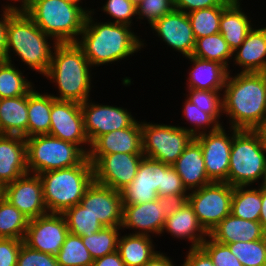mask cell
<instances>
[{"label":"cell","mask_w":266,"mask_h":266,"mask_svg":"<svg viewBox=\"0 0 266 266\" xmlns=\"http://www.w3.org/2000/svg\"><path fill=\"white\" fill-rule=\"evenodd\" d=\"M224 88L222 113L232 118L231 128L259 130L266 122V73L228 74Z\"/></svg>","instance_id":"1"},{"label":"cell","mask_w":266,"mask_h":266,"mask_svg":"<svg viewBox=\"0 0 266 266\" xmlns=\"http://www.w3.org/2000/svg\"><path fill=\"white\" fill-rule=\"evenodd\" d=\"M91 13L87 14L81 32L83 40L76 41L91 66L118 61L144 45L129 29L131 25L115 22L93 24Z\"/></svg>","instance_id":"2"},{"label":"cell","mask_w":266,"mask_h":266,"mask_svg":"<svg viewBox=\"0 0 266 266\" xmlns=\"http://www.w3.org/2000/svg\"><path fill=\"white\" fill-rule=\"evenodd\" d=\"M51 64L44 75L57 83L60 96L56 100L82 104L89 98L90 62L75 43H54Z\"/></svg>","instance_id":"3"},{"label":"cell","mask_w":266,"mask_h":266,"mask_svg":"<svg viewBox=\"0 0 266 266\" xmlns=\"http://www.w3.org/2000/svg\"><path fill=\"white\" fill-rule=\"evenodd\" d=\"M22 9L55 43H75L91 12L65 0H27Z\"/></svg>","instance_id":"4"},{"label":"cell","mask_w":266,"mask_h":266,"mask_svg":"<svg viewBox=\"0 0 266 266\" xmlns=\"http://www.w3.org/2000/svg\"><path fill=\"white\" fill-rule=\"evenodd\" d=\"M43 200L48 213L63 214L80 204L87 188L94 181L93 166L88 157L79 165L39 174Z\"/></svg>","instance_id":"5"},{"label":"cell","mask_w":266,"mask_h":266,"mask_svg":"<svg viewBox=\"0 0 266 266\" xmlns=\"http://www.w3.org/2000/svg\"><path fill=\"white\" fill-rule=\"evenodd\" d=\"M45 34L20 8L8 20L5 60L11 62V48L32 69L46 74L51 64V46Z\"/></svg>","instance_id":"6"},{"label":"cell","mask_w":266,"mask_h":266,"mask_svg":"<svg viewBox=\"0 0 266 266\" xmlns=\"http://www.w3.org/2000/svg\"><path fill=\"white\" fill-rule=\"evenodd\" d=\"M233 130L228 184L233 187L256 182L264 176L266 167V145L260 130Z\"/></svg>","instance_id":"7"},{"label":"cell","mask_w":266,"mask_h":266,"mask_svg":"<svg viewBox=\"0 0 266 266\" xmlns=\"http://www.w3.org/2000/svg\"><path fill=\"white\" fill-rule=\"evenodd\" d=\"M25 140L28 173L39 175L51 170L70 168L81 164L89 153L82 146L79 147L49 134Z\"/></svg>","instance_id":"8"},{"label":"cell","mask_w":266,"mask_h":266,"mask_svg":"<svg viewBox=\"0 0 266 266\" xmlns=\"http://www.w3.org/2000/svg\"><path fill=\"white\" fill-rule=\"evenodd\" d=\"M144 157L172 166L191 141L200 134L196 128L186 129L162 124L141 123Z\"/></svg>","instance_id":"9"},{"label":"cell","mask_w":266,"mask_h":266,"mask_svg":"<svg viewBox=\"0 0 266 266\" xmlns=\"http://www.w3.org/2000/svg\"><path fill=\"white\" fill-rule=\"evenodd\" d=\"M191 192L188 195V202L199 224L209 234L231 213L233 186L227 182H212Z\"/></svg>","instance_id":"10"},{"label":"cell","mask_w":266,"mask_h":266,"mask_svg":"<svg viewBox=\"0 0 266 266\" xmlns=\"http://www.w3.org/2000/svg\"><path fill=\"white\" fill-rule=\"evenodd\" d=\"M144 154L113 153L88 156L93 166L94 181L121 191L137 174Z\"/></svg>","instance_id":"11"},{"label":"cell","mask_w":266,"mask_h":266,"mask_svg":"<svg viewBox=\"0 0 266 266\" xmlns=\"http://www.w3.org/2000/svg\"><path fill=\"white\" fill-rule=\"evenodd\" d=\"M68 233L64 215L48 213L29 220L23 242L33 250L56 256Z\"/></svg>","instance_id":"12"},{"label":"cell","mask_w":266,"mask_h":266,"mask_svg":"<svg viewBox=\"0 0 266 266\" xmlns=\"http://www.w3.org/2000/svg\"><path fill=\"white\" fill-rule=\"evenodd\" d=\"M195 139L200 143L205 169L212 182H227L232 137H228L222 125L215 131L206 134L201 131Z\"/></svg>","instance_id":"13"},{"label":"cell","mask_w":266,"mask_h":266,"mask_svg":"<svg viewBox=\"0 0 266 266\" xmlns=\"http://www.w3.org/2000/svg\"><path fill=\"white\" fill-rule=\"evenodd\" d=\"M81 111L84 131L90 145L99 136L122 128H128L136 122L124 108L93 104L89 103L88 100L81 104Z\"/></svg>","instance_id":"14"},{"label":"cell","mask_w":266,"mask_h":266,"mask_svg":"<svg viewBox=\"0 0 266 266\" xmlns=\"http://www.w3.org/2000/svg\"><path fill=\"white\" fill-rule=\"evenodd\" d=\"M163 162L143 157L137 174L121 192L123 205L142 204L162 197Z\"/></svg>","instance_id":"15"},{"label":"cell","mask_w":266,"mask_h":266,"mask_svg":"<svg viewBox=\"0 0 266 266\" xmlns=\"http://www.w3.org/2000/svg\"><path fill=\"white\" fill-rule=\"evenodd\" d=\"M32 175L26 173L4 186V198L29 220L48 214L40 177Z\"/></svg>","instance_id":"16"},{"label":"cell","mask_w":266,"mask_h":266,"mask_svg":"<svg viewBox=\"0 0 266 266\" xmlns=\"http://www.w3.org/2000/svg\"><path fill=\"white\" fill-rule=\"evenodd\" d=\"M80 204L104 227H121L123 201L121 192L95 181L87 188Z\"/></svg>","instance_id":"17"},{"label":"cell","mask_w":266,"mask_h":266,"mask_svg":"<svg viewBox=\"0 0 266 266\" xmlns=\"http://www.w3.org/2000/svg\"><path fill=\"white\" fill-rule=\"evenodd\" d=\"M50 119L49 135L78 146L89 142L84 131L80 103L55 100L52 103Z\"/></svg>","instance_id":"18"},{"label":"cell","mask_w":266,"mask_h":266,"mask_svg":"<svg viewBox=\"0 0 266 266\" xmlns=\"http://www.w3.org/2000/svg\"><path fill=\"white\" fill-rule=\"evenodd\" d=\"M151 27L170 47L181 52L183 56H192L196 38L185 12L174 9L155 21Z\"/></svg>","instance_id":"19"},{"label":"cell","mask_w":266,"mask_h":266,"mask_svg":"<svg viewBox=\"0 0 266 266\" xmlns=\"http://www.w3.org/2000/svg\"><path fill=\"white\" fill-rule=\"evenodd\" d=\"M88 156H103L113 153L143 154L141 123L136 121L122 128L99 136L88 150Z\"/></svg>","instance_id":"20"},{"label":"cell","mask_w":266,"mask_h":266,"mask_svg":"<svg viewBox=\"0 0 266 266\" xmlns=\"http://www.w3.org/2000/svg\"><path fill=\"white\" fill-rule=\"evenodd\" d=\"M165 220L166 215L158 199L142 204L123 205L121 227L141 230L133 234L149 235V232L161 234L164 232Z\"/></svg>","instance_id":"21"},{"label":"cell","mask_w":266,"mask_h":266,"mask_svg":"<svg viewBox=\"0 0 266 266\" xmlns=\"http://www.w3.org/2000/svg\"><path fill=\"white\" fill-rule=\"evenodd\" d=\"M26 173L28 170L25 138L0 134V184L5 186Z\"/></svg>","instance_id":"22"},{"label":"cell","mask_w":266,"mask_h":266,"mask_svg":"<svg viewBox=\"0 0 266 266\" xmlns=\"http://www.w3.org/2000/svg\"><path fill=\"white\" fill-rule=\"evenodd\" d=\"M208 237L227 245L264 239L266 231L259 221H249L230 213L210 231Z\"/></svg>","instance_id":"23"},{"label":"cell","mask_w":266,"mask_h":266,"mask_svg":"<svg viewBox=\"0 0 266 266\" xmlns=\"http://www.w3.org/2000/svg\"><path fill=\"white\" fill-rule=\"evenodd\" d=\"M187 191L212 183L205 169L200 143L194 138L172 165Z\"/></svg>","instance_id":"24"},{"label":"cell","mask_w":266,"mask_h":266,"mask_svg":"<svg viewBox=\"0 0 266 266\" xmlns=\"http://www.w3.org/2000/svg\"><path fill=\"white\" fill-rule=\"evenodd\" d=\"M234 53L237 65L243 66L244 70L241 72L266 73V27L252 28Z\"/></svg>","instance_id":"25"},{"label":"cell","mask_w":266,"mask_h":266,"mask_svg":"<svg viewBox=\"0 0 266 266\" xmlns=\"http://www.w3.org/2000/svg\"><path fill=\"white\" fill-rule=\"evenodd\" d=\"M28 94L0 99V134L27 138Z\"/></svg>","instance_id":"26"},{"label":"cell","mask_w":266,"mask_h":266,"mask_svg":"<svg viewBox=\"0 0 266 266\" xmlns=\"http://www.w3.org/2000/svg\"><path fill=\"white\" fill-rule=\"evenodd\" d=\"M193 62L189 73L188 88L195 90H218L225 86L226 79L230 73L228 69L216 61L200 59L194 56L187 57Z\"/></svg>","instance_id":"27"},{"label":"cell","mask_w":266,"mask_h":266,"mask_svg":"<svg viewBox=\"0 0 266 266\" xmlns=\"http://www.w3.org/2000/svg\"><path fill=\"white\" fill-rule=\"evenodd\" d=\"M163 230L168 231L174 237L188 238L192 242V248L200 247L202 242L206 239L203 236L208 235L199 224L196 214L189 202L185 203L181 209L175 211L172 215L166 217Z\"/></svg>","instance_id":"28"},{"label":"cell","mask_w":266,"mask_h":266,"mask_svg":"<svg viewBox=\"0 0 266 266\" xmlns=\"http://www.w3.org/2000/svg\"><path fill=\"white\" fill-rule=\"evenodd\" d=\"M239 0H233L222 12L220 34L234 51L244 42L252 30L248 17L240 10Z\"/></svg>","instance_id":"29"},{"label":"cell","mask_w":266,"mask_h":266,"mask_svg":"<svg viewBox=\"0 0 266 266\" xmlns=\"http://www.w3.org/2000/svg\"><path fill=\"white\" fill-rule=\"evenodd\" d=\"M55 100L52 95H43L33 89L28 93L27 138L49 134L51 107Z\"/></svg>","instance_id":"30"},{"label":"cell","mask_w":266,"mask_h":266,"mask_svg":"<svg viewBox=\"0 0 266 266\" xmlns=\"http://www.w3.org/2000/svg\"><path fill=\"white\" fill-rule=\"evenodd\" d=\"M150 235L130 234L118 239L117 251L125 266H144L158 251H154Z\"/></svg>","instance_id":"31"},{"label":"cell","mask_w":266,"mask_h":266,"mask_svg":"<svg viewBox=\"0 0 266 266\" xmlns=\"http://www.w3.org/2000/svg\"><path fill=\"white\" fill-rule=\"evenodd\" d=\"M244 186L233 187L231 214L249 221H259L261 210V187L244 190Z\"/></svg>","instance_id":"32"},{"label":"cell","mask_w":266,"mask_h":266,"mask_svg":"<svg viewBox=\"0 0 266 266\" xmlns=\"http://www.w3.org/2000/svg\"><path fill=\"white\" fill-rule=\"evenodd\" d=\"M233 0H225L220 6L204 8L187 13L196 39L219 33L223 10Z\"/></svg>","instance_id":"33"},{"label":"cell","mask_w":266,"mask_h":266,"mask_svg":"<svg viewBox=\"0 0 266 266\" xmlns=\"http://www.w3.org/2000/svg\"><path fill=\"white\" fill-rule=\"evenodd\" d=\"M233 54L234 53L230 49L228 43L219 32L196 39L192 56L204 60L219 62L228 69L229 65L227 60L230 59Z\"/></svg>","instance_id":"34"},{"label":"cell","mask_w":266,"mask_h":266,"mask_svg":"<svg viewBox=\"0 0 266 266\" xmlns=\"http://www.w3.org/2000/svg\"><path fill=\"white\" fill-rule=\"evenodd\" d=\"M29 219L5 198L0 201V238L24 240Z\"/></svg>","instance_id":"35"},{"label":"cell","mask_w":266,"mask_h":266,"mask_svg":"<svg viewBox=\"0 0 266 266\" xmlns=\"http://www.w3.org/2000/svg\"><path fill=\"white\" fill-rule=\"evenodd\" d=\"M59 266H93V258L84 246L81 236L68 233L56 254Z\"/></svg>","instance_id":"36"},{"label":"cell","mask_w":266,"mask_h":266,"mask_svg":"<svg viewBox=\"0 0 266 266\" xmlns=\"http://www.w3.org/2000/svg\"><path fill=\"white\" fill-rule=\"evenodd\" d=\"M33 89L11 62L0 61V99L27 95Z\"/></svg>","instance_id":"37"},{"label":"cell","mask_w":266,"mask_h":266,"mask_svg":"<svg viewBox=\"0 0 266 266\" xmlns=\"http://www.w3.org/2000/svg\"><path fill=\"white\" fill-rule=\"evenodd\" d=\"M63 215L67 221L68 231L81 237L91 236L104 228L100 221L81 204L68 208Z\"/></svg>","instance_id":"38"},{"label":"cell","mask_w":266,"mask_h":266,"mask_svg":"<svg viewBox=\"0 0 266 266\" xmlns=\"http://www.w3.org/2000/svg\"><path fill=\"white\" fill-rule=\"evenodd\" d=\"M119 228L121 227H104L91 236L81 237L93 260L117 251Z\"/></svg>","instance_id":"39"},{"label":"cell","mask_w":266,"mask_h":266,"mask_svg":"<svg viewBox=\"0 0 266 266\" xmlns=\"http://www.w3.org/2000/svg\"><path fill=\"white\" fill-rule=\"evenodd\" d=\"M243 266H266V237L251 242L227 244Z\"/></svg>","instance_id":"40"},{"label":"cell","mask_w":266,"mask_h":266,"mask_svg":"<svg viewBox=\"0 0 266 266\" xmlns=\"http://www.w3.org/2000/svg\"><path fill=\"white\" fill-rule=\"evenodd\" d=\"M188 89L190 94L187 100L204 112L210 114L217 121V119L220 118V112L223 111V101L220 98L218 90Z\"/></svg>","instance_id":"41"},{"label":"cell","mask_w":266,"mask_h":266,"mask_svg":"<svg viewBox=\"0 0 266 266\" xmlns=\"http://www.w3.org/2000/svg\"><path fill=\"white\" fill-rule=\"evenodd\" d=\"M206 240L202 242L200 247L209 255L214 266H243L230 252L228 245L219 243L212 238Z\"/></svg>","instance_id":"42"},{"label":"cell","mask_w":266,"mask_h":266,"mask_svg":"<svg viewBox=\"0 0 266 266\" xmlns=\"http://www.w3.org/2000/svg\"><path fill=\"white\" fill-rule=\"evenodd\" d=\"M136 8V15L146 17L150 25L175 9L174 0H141Z\"/></svg>","instance_id":"43"},{"label":"cell","mask_w":266,"mask_h":266,"mask_svg":"<svg viewBox=\"0 0 266 266\" xmlns=\"http://www.w3.org/2000/svg\"><path fill=\"white\" fill-rule=\"evenodd\" d=\"M103 11L115 18V23L131 24V17L137 14V8L130 0H107Z\"/></svg>","instance_id":"44"},{"label":"cell","mask_w":266,"mask_h":266,"mask_svg":"<svg viewBox=\"0 0 266 266\" xmlns=\"http://www.w3.org/2000/svg\"><path fill=\"white\" fill-rule=\"evenodd\" d=\"M17 266H59L56 256L29 248L24 243L19 250Z\"/></svg>","instance_id":"45"},{"label":"cell","mask_w":266,"mask_h":266,"mask_svg":"<svg viewBox=\"0 0 266 266\" xmlns=\"http://www.w3.org/2000/svg\"><path fill=\"white\" fill-rule=\"evenodd\" d=\"M184 106V116L188 119V121H190V123L195 124L197 131L200 127L204 130V128H202L203 126L206 128V126L210 127L212 125V129L210 131H215L221 126L219 121H216L210 114L204 112L202 109L192 104L189 100L185 101Z\"/></svg>","instance_id":"46"},{"label":"cell","mask_w":266,"mask_h":266,"mask_svg":"<svg viewBox=\"0 0 266 266\" xmlns=\"http://www.w3.org/2000/svg\"><path fill=\"white\" fill-rule=\"evenodd\" d=\"M186 191L187 189L173 166L163 163L162 196L186 194Z\"/></svg>","instance_id":"47"},{"label":"cell","mask_w":266,"mask_h":266,"mask_svg":"<svg viewBox=\"0 0 266 266\" xmlns=\"http://www.w3.org/2000/svg\"><path fill=\"white\" fill-rule=\"evenodd\" d=\"M23 240L0 238V266H17Z\"/></svg>","instance_id":"48"},{"label":"cell","mask_w":266,"mask_h":266,"mask_svg":"<svg viewBox=\"0 0 266 266\" xmlns=\"http://www.w3.org/2000/svg\"><path fill=\"white\" fill-rule=\"evenodd\" d=\"M224 1L225 0H174V8L175 10L187 14L199 9L220 6Z\"/></svg>","instance_id":"49"},{"label":"cell","mask_w":266,"mask_h":266,"mask_svg":"<svg viewBox=\"0 0 266 266\" xmlns=\"http://www.w3.org/2000/svg\"><path fill=\"white\" fill-rule=\"evenodd\" d=\"M166 217L181 209L188 202V194H177L158 197Z\"/></svg>","instance_id":"50"},{"label":"cell","mask_w":266,"mask_h":266,"mask_svg":"<svg viewBox=\"0 0 266 266\" xmlns=\"http://www.w3.org/2000/svg\"><path fill=\"white\" fill-rule=\"evenodd\" d=\"M182 266H214V264L201 247H191Z\"/></svg>","instance_id":"51"},{"label":"cell","mask_w":266,"mask_h":266,"mask_svg":"<svg viewBox=\"0 0 266 266\" xmlns=\"http://www.w3.org/2000/svg\"><path fill=\"white\" fill-rule=\"evenodd\" d=\"M3 19L0 21V61L5 60L6 55V36H7V25L9 18L18 10V7L14 5H8L4 7Z\"/></svg>","instance_id":"52"},{"label":"cell","mask_w":266,"mask_h":266,"mask_svg":"<svg viewBox=\"0 0 266 266\" xmlns=\"http://www.w3.org/2000/svg\"><path fill=\"white\" fill-rule=\"evenodd\" d=\"M93 266H125L118 251L97 258L93 262Z\"/></svg>","instance_id":"53"},{"label":"cell","mask_w":266,"mask_h":266,"mask_svg":"<svg viewBox=\"0 0 266 266\" xmlns=\"http://www.w3.org/2000/svg\"><path fill=\"white\" fill-rule=\"evenodd\" d=\"M144 266H174L172 261L168 257L164 256L160 252L148 261Z\"/></svg>","instance_id":"54"},{"label":"cell","mask_w":266,"mask_h":266,"mask_svg":"<svg viewBox=\"0 0 266 266\" xmlns=\"http://www.w3.org/2000/svg\"><path fill=\"white\" fill-rule=\"evenodd\" d=\"M261 210L259 222L261 223L263 229L266 231V188L261 186Z\"/></svg>","instance_id":"55"},{"label":"cell","mask_w":266,"mask_h":266,"mask_svg":"<svg viewBox=\"0 0 266 266\" xmlns=\"http://www.w3.org/2000/svg\"><path fill=\"white\" fill-rule=\"evenodd\" d=\"M259 130L262 133V136H263V139H264V142H265V145H266V122Z\"/></svg>","instance_id":"56"},{"label":"cell","mask_w":266,"mask_h":266,"mask_svg":"<svg viewBox=\"0 0 266 266\" xmlns=\"http://www.w3.org/2000/svg\"><path fill=\"white\" fill-rule=\"evenodd\" d=\"M4 198V185L0 184V201Z\"/></svg>","instance_id":"57"},{"label":"cell","mask_w":266,"mask_h":266,"mask_svg":"<svg viewBox=\"0 0 266 266\" xmlns=\"http://www.w3.org/2000/svg\"><path fill=\"white\" fill-rule=\"evenodd\" d=\"M263 183L261 184L262 187L266 188V167H265V171H264V176H263Z\"/></svg>","instance_id":"58"},{"label":"cell","mask_w":266,"mask_h":266,"mask_svg":"<svg viewBox=\"0 0 266 266\" xmlns=\"http://www.w3.org/2000/svg\"><path fill=\"white\" fill-rule=\"evenodd\" d=\"M65 1H68V2L73 3L75 5H79L78 2H80L81 0H65Z\"/></svg>","instance_id":"59"},{"label":"cell","mask_w":266,"mask_h":266,"mask_svg":"<svg viewBox=\"0 0 266 266\" xmlns=\"http://www.w3.org/2000/svg\"><path fill=\"white\" fill-rule=\"evenodd\" d=\"M132 3H134L135 5H137L141 0H130Z\"/></svg>","instance_id":"60"},{"label":"cell","mask_w":266,"mask_h":266,"mask_svg":"<svg viewBox=\"0 0 266 266\" xmlns=\"http://www.w3.org/2000/svg\"><path fill=\"white\" fill-rule=\"evenodd\" d=\"M16 1H19V0H16ZM21 1H22V5L20 8H22L26 4L27 0H21Z\"/></svg>","instance_id":"61"}]
</instances>
